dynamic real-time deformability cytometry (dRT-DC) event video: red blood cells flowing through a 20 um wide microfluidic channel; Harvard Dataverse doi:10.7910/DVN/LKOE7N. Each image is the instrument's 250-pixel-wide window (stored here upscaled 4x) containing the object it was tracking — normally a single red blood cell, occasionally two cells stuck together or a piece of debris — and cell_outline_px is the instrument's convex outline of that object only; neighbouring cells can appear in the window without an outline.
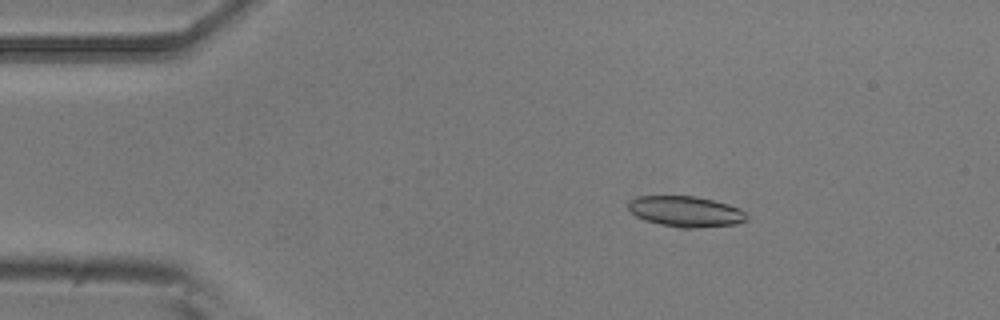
{"species": "common noctule bat (a hibernating species)", "species_latin": "Nyctalus noctula", "temperature_condition": "room temperature", "stored_images_in_passage": 52, "camera_frame_rate_fps": 3000, "um_per_image_px": 0.085, "animal": {"sex": "male", "body_mass_g": 20.5, "forearm_length_mm": 52.5}, "frame": {"image": 1, "passage_image": 9, "time_ms": 2.667, "image_size_px": [1000, 320], "cell_outline_px": [[748, 220], [736, 224], [692, 228], [680, 228], [660, 224], [636, 216], [628, 208], [628, 200], [636, 196], [696, 196], [728, 204], [740, 208], [748, 216]], "centroid_in_image_um": [58.3, 17.97], "position_along_channel_um": 26.7, "area_um2": 21.15}}
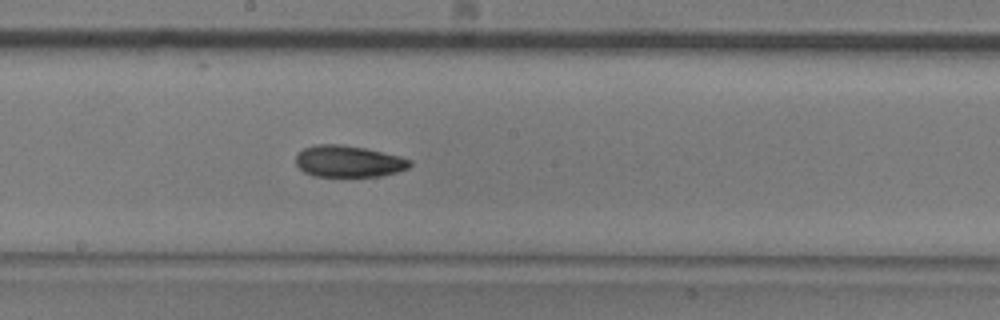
{"frame": {"image": 2, "passage_image": 28, "time_ms": 9.0, "image_size_px": [1000, 320], "cell_outline_px": [[412, 164], [408, 168], [396, 172], [380, 176], [316, 176], [304, 172], [296, 164], [296, 156], [304, 148], [316, 144], [340, 144], [364, 148], [400, 156], [412, 160]], "centroid_in_image_um": [29.63, 13.71], "position_along_channel_um": 218.6, "area_um2": 20.87}}
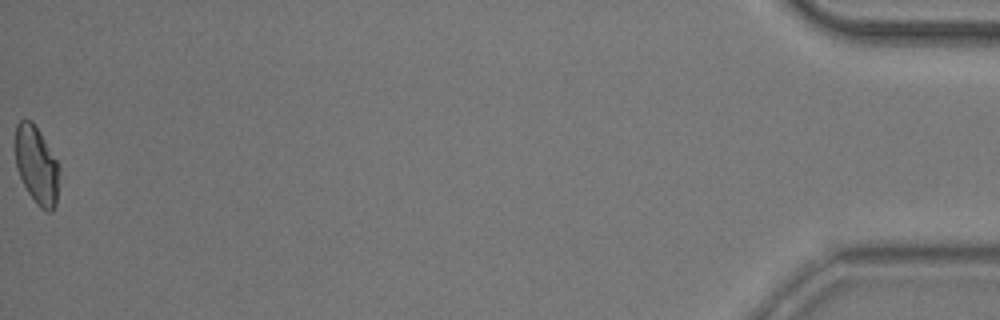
{"frame": {"image": 3, "passage_image": 52, "time_ms": 17.0, "image_size_px": [1000, 320], "cell_outline_px": [[60, 168], [56, 204], [52, 212], [48, 212], [40, 208], [36, 204], [28, 192], [16, 168], [16, 124], [20, 120], [32, 120], [40, 132], [56, 160]], "centroid_in_image_um": [3.13, 14.07], "position_along_channel_um": 432.1, "area_um2": 19.83}, "authors_computed_cell_mechanics": {"area_um2": 20.9525, "velocity_mm_per_s": 3.9436, "shape_relaxation_time_tau1_ms": 8.8067, "shape_relaxation_time_tau2_ms": 5.0279, "deformation_change_tau1": 0.184, "deformation_change_tau2": 0.1127}}